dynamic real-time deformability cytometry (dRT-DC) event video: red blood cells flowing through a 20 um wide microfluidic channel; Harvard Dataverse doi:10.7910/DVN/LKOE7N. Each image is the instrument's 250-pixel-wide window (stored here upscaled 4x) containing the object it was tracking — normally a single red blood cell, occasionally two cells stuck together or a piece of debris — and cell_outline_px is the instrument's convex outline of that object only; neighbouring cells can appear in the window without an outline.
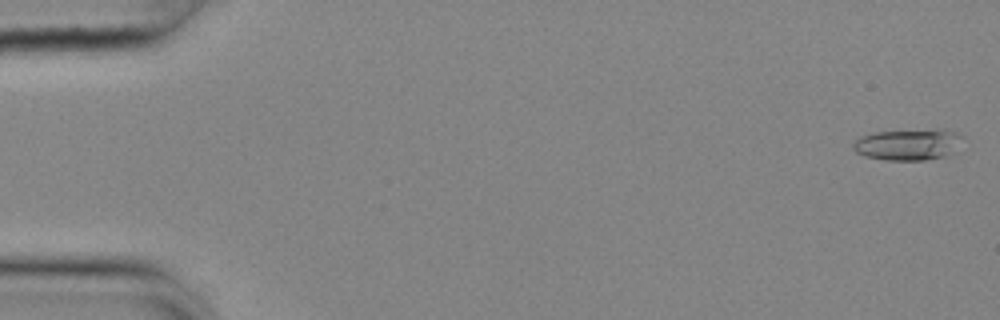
{"species": "common noctule bat (a hibernating species)", "species_latin": "Nyctalus noctula", "temperature_condition": "cold", "stored_images_in_passage": 56, "camera_frame_rate_fps": 3000, "um_per_image_px": 0.085, "animal": {"sex": "female", "body_mass_g": 25.1}, "frame": {"image": 1, "passage_image": 2, "time_ms": 0.333, "image_size_px": [1000, 320], "cell_outline_px": [[960, 136], [948, 152], [944, 156], [924, 160], [884, 160], [864, 156], [856, 152], [852, 148], [852, 144], [860, 136], [876, 132], [940, 128], [944, 128], [956, 132]], "centroid_in_image_um": [77.05, 12.26], "position_along_channel_um": 7.9, "area_um2": 19.54}}
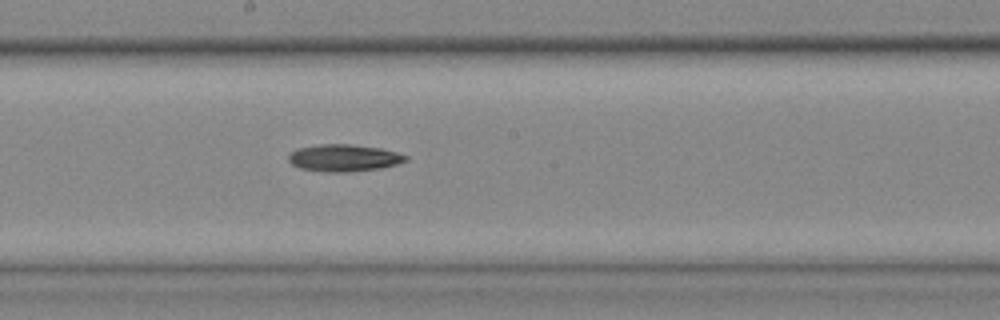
{"frame": {"image": 2, "passage_image": 31, "time_ms": 10.0, "image_size_px": [1000, 320], "cell_outline_px": [[408, 160], [396, 164], [380, 168], [348, 172], [324, 172], [300, 168], [292, 164], [288, 160], [288, 152], [296, 148], [320, 144], [348, 144], [380, 148], [396, 152], [408, 156]], "centroid_in_image_um": [29.18, 13.42], "position_along_channel_um": 219.0, "area_um2": 18.55}}
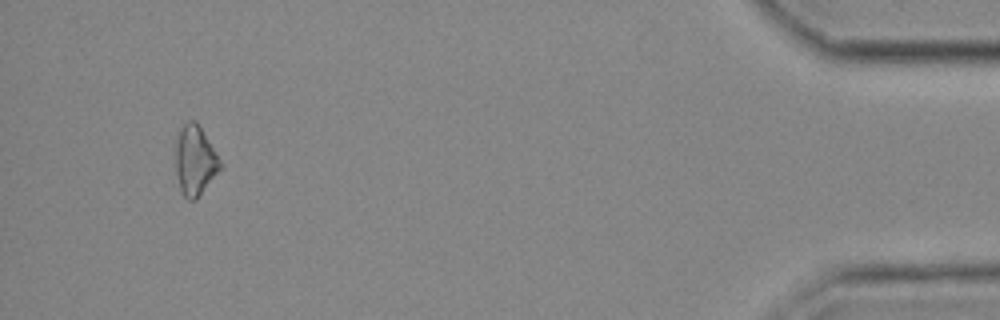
{"frame": {"image": 3, "passage_image": 53, "time_ms": 17.333, "image_size_px": [1000, 320], "cell_outline_px": [[220, 168], [196, 200], [188, 200], [180, 192], [176, 172], [176, 144], [180, 128], [188, 120], [196, 120], [220, 160]], "centroid_in_image_um": [16.54, 13.65], "position_along_channel_um": 418.7, "area_um2": 17.74}, "authors_computed_cell_mechanics": {"area_um2": 17.9469, "velocity_mm_per_s": 3.683, "shape_relaxation_time_tau1_ms": 3.6056, "shape_relaxation_time_tau2_ms": null, "deformation_change_tau1": 0.0841, "deformation_change_tau2": null}}